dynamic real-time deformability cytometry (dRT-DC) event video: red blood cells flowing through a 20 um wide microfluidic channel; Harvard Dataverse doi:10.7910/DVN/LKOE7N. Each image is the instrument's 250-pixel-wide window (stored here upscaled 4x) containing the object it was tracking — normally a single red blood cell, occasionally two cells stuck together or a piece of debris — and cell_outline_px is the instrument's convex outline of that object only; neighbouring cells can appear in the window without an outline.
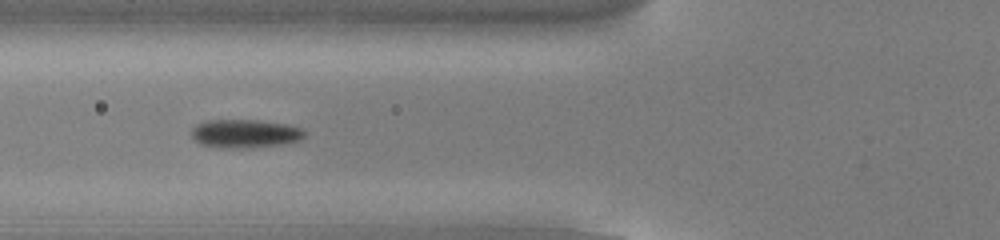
{"species": "common noctule bat (a hibernating species)", "species_latin": "Nyctalus noctula", "temperature_condition": "cold", "stored_images_in_passage": 39, "camera_frame_rate_fps": 3000, "um_per_image_px": 0.085, "animal": {"sex": "male", "body_mass_g": 13.0, "forearm_length_mm": 53.1}, "frame": {"image": 1, "passage_image": 6, "time_ms": 1.667, "image_size_px": [1000, 240], "cell_outline_px": [[308, 132], [300, 140], [280, 144], [252, 148], [212, 148], [200, 144], [192, 136], [192, 128], [196, 124], [208, 120], [260, 120], [288, 124], [304, 128]], "centroid_in_image_um": [20.85, 11.36], "position_along_channel_um": 105.0, "area_um2": 19.13}}
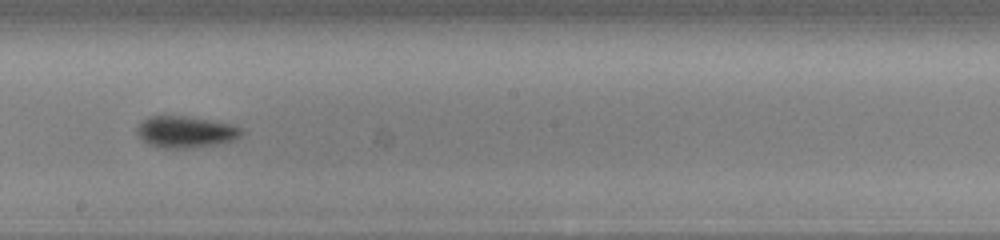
{"frame": {"image": 2, "passage_image": 16, "time_ms": 5.0, "image_size_px": [1000, 240], "cell_outline_px": [[244, 132], [236, 140], [216, 144], [184, 148], [164, 148], [148, 144], [140, 140], [136, 132], [136, 128], [148, 116], [184, 116], [232, 124], [244, 128]], "centroid_in_image_um": [15.78, 11.21], "position_along_channel_um": 232.4, "area_um2": 19.25}}
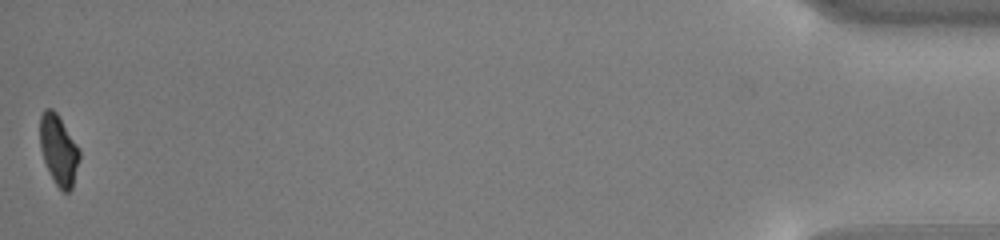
{"frame": {"image": 3, "passage_image": 39, "time_ms": 12.667, "image_size_px": [1000, 240], "cell_outline_px": [[80, 160], [72, 188], [68, 192], [64, 192], [56, 184], [44, 160], [40, 148], [40, 116], [44, 108], [52, 108], [56, 112], [80, 148]], "centroid_in_image_um": [5.0, 12.72], "position_along_channel_um": 430.2, "area_um2": 16.13}, "authors_computed_cell_mechanics": {"area_um2": 17.7446, "velocity_mm_per_s": 3.8249, "shape_relaxation_time_tau1_ms": 2.0078, "shape_relaxation_time_tau2_ms": null, "deformation_change_tau1": 0.1053, "deformation_change_tau2": null}}